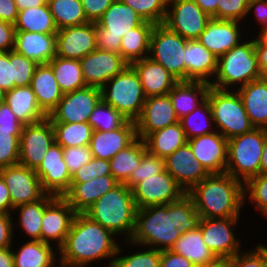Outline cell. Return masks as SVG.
Segmentation results:
<instances>
[{
	"label": "cell",
	"instance_id": "9",
	"mask_svg": "<svg viewBox=\"0 0 267 267\" xmlns=\"http://www.w3.org/2000/svg\"><path fill=\"white\" fill-rule=\"evenodd\" d=\"M143 22L129 5L115 0L96 22L97 49L120 54L121 38Z\"/></svg>",
	"mask_w": 267,
	"mask_h": 267
},
{
	"label": "cell",
	"instance_id": "56",
	"mask_svg": "<svg viewBox=\"0 0 267 267\" xmlns=\"http://www.w3.org/2000/svg\"><path fill=\"white\" fill-rule=\"evenodd\" d=\"M0 87L6 92L14 88L12 51L0 52Z\"/></svg>",
	"mask_w": 267,
	"mask_h": 267
},
{
	"label": "cell",
	"instance_id": "12",
	"mask_svg": "<svg viewBox=\"0 0 267 267\" xmlns=\"http://www.w3.org/2000/svg\"><path fill=\"white\" fill-rule=\"evenodd\" d=\"M76 215L74 209L63 196L45 194V210L41 225V241L59 249L70 232Z\"/></svg>",
	"mask_w": 267,
	"mask_h": 267
},
{
	"label": "cell",
	"instance_id": "62",
	"mask_svg": "<svg viewBox=\"0 0 267 267\" xmlns=\"http://www.w3.org/2000/svg\"><path fill=\"white\" fill-rule=\"evenodd\" d=\"M18 13L14 0H0V20L14 25Z\"/></svg>",
	"mask_w": 267,
	"mask_h": 267
},
{
	"label": "cell",
	"instance_id": "45",
	"mask_svg": "<svg viewBox=\"0 0 267 267\" xmlns=\"http://www.w3.org/2000/svg\"><path fill=\"white\" fill-rule=\"evenodd\" d=\"M179 122L187 140L216 131L211 107L207 99L190 114L180 118Z\"/></svg>",
	"mask_w": 267,
	"mask_h": 267
},
{
	"label": "cell",
	"instance_id": "44",
	"mask_svg": "<svg viewBox=\"0 0 267 267\" xmlns=\"http://www.w3.org/2000/svg\"><path fill=\"white\" fill-rule=\"evenodd\" d=\"M47 4L58 30L89 22L81 0H51Z\"/></svg>",
	"mask_w": 267,
	"mask_h": 267
},
{
	"label": "cell",
	"instance_id": "20",
	"mask_svg": "<svg viewBox=\"0 0 267 267\" xmlns=\"http://www.w3.org/2000/svg\"><path fill=\"white\" fill-rule=\"evenodd\" d=\"M87 86L102 88L129 64L119 53L95 49L79 60Z\"/></svg>",
	"mask_w": 267,
	"mask_h": 267
},
{
	"label": "cell",
	"instance_id": "52",
	"mask_svg": "<svg viewBox=\"0 0 267 267\" xmlns=\"http://www.w3.org/2000/svg\"><path fill=\"white\" fill-rule=\"evenodd\" d=\"M231 267H266V245L263 242L238 252L230 258Z\"/></svg>",
	"mask_w": 267,
	"mask_h": 267
},
{
	"label": "cell",
	"instance_id": "46",
	"mask_svg": "<svg viewBox=\"0 0 267 267\" xmlns=\"http://www.w3.org/2000/svg\"><path fill=\"white\" fill-rule=\"evenodd\" d=\"M128 119L102 99L95 106L88 123L93 131H112L120 128Z\"/></svg>",
	"mask_w": 267,
	"mask_h": 267
},
{
	"label": "cell",
	"instance_id": "24",
	"mask_svg": "<svg viewBox=\"0 0 267 267\" xmlns=\"http://www.w3.org/2000/svg\"><path fill=\"white\" fill-rule=\"evenodd\" d=\"M137 137L145 139L150 133L179 122L169 95L146 98L141 116L135 121Z\"/></svg>",
	"mask_w": 267,
	"mask_h": 267
},
{
	"label": "cell",
	"instance_id": "57",
	"mask_svg": "<svg viewBox=\"0 0 267 267\" xmlns=\"http://www.w3.org/2000/svg\"><path fill=\"white\" fill-rule=\"evenodd\" d=\"M115 0H81L89 22H97Z\"/></svg>",
	"mask_w": 267,
	"mask_h": 267
},
{
	"label": "cell",
	"instance_id": "40",
	"mask_svg": "<svg viewBox=\"0 0 267 267\" xmlns=\"http://www.w3.org/2000/svg\"><path fill=\"white\" fill-rule=\"evenodd\" d=\"M14 27L15 31L42 34H56L58 31L47 3L19 11Z\"/></svg>",
	"mask_w": 267,
	"mask_h": 267
},
{
	"label": "cell",
	"instance_id": "71",
	"mask_svg": "<svg viewBox=\"0 0 267 267\" xmlns=\"http://www.w3.org/2000/svg\"><path fill=\"white\" fill-rule=\"evenodd\" d=\"M260 173L267 174V136L263 145L261 160H260Z\"/></svg>",
	"mask_w": 267,
	"mask_h": 267
},
{
	"label": "cell",
	"instance_id": "25",
	"mask_svg": "<svg viewBox=\"0 0 267 267\" xmlns=\"http://www.w3.org/2000/svg\"><path fill=\"white\" fill-rule=\"evenodd\" d=\"M137 138L136 122L127 120L112 131H93L89 147L93 157L109 161Z\"/></svg>",
	"mask_w": 267,
	"mask_h": 267
},
{
	"label": "cell",
	"instance_id": "70",
	"mask_svg": "<svg viewBox=\"0 0 267 267\" xmlns=\"http://www.w3.org/2000/svg\"><path fill=\"white\" fill-rule=\"evenodd\" d=\"M258 29V33L255 31V29L253 30L255 33L252 36L262 47H267V26H263Z\"/></svg>",
	"mask_w": 267,
	"mask_h": 267
},
{
	"label": "cell",
	"instance_id": "35",
	"mask_svg": "<svg viewBox=\"0 0 267 267\" xmlns=\"http://www.w3.org/2000/svg\"><path fill=\"white\" fill-rule=\"evenodd\" d=\"M144 141L149 153L163 159L187 143L180 122L150 133Z\"/></svg>",
	"mask_w": 267,
	"mask_h": 267
},
{
	"label": "cell",
	"instance_id": "41",
	"mask_svg": "<svg viewBox=\"0 0 267 267\" xmlns=\"http://www.w3.org/2000/svg\"><path fill=\"white\" fill-rule=\"evenodd\" d=\"M54 72L55 79L63 94L86 87L81 63L77 59H64L55 56L48 63Z\"/></svg>",
	"mask_w": 267,
	"mask_h": 267
},
{
	"label": "cell",
	"instance_id": "51",
	"mask_svg": "<svg viewBox=\"0 0 267 267\" xmlns=\"http://www.w3.org/2000/svg\"><path fill=\"white\" fill-rule=\"evenodd\" d=\"M39 64L12 50V72L14 87L30 86L33 74Z\"/></svg>",
	"mask_w": 267,
	"mask_h": 267
},
{
	"label": "cell",
	"instance_id": "53",
	"mask_svg": "<svg viewBox=\"0 0 267 267\" xmlns=\"http://www.w3.org/2000/svg\"><path fill=\"white\" fill-rule=\"evenodd\" d=\"M249 0H218L217 19L245 24Z\"/></svg>",
	"mask_w": 267,
	"mask_h": 267
},
{
	"label": "cell",
	"instance_id": "32",
	"mask_svg": "<svg viewBox=\"0 0 267 267\" xmlns=\"http://www.w3.org/2000/svg\"><path fill=\"white\" fill-rule=\"evenodd\" d=\"M210 83L204 81H178L168 93L177 117L190 114L207 98Z\"/></svg>",
	"mask_w": 267,
	"mask_h": 267
},
{
	"label": "cell",
	"instance_id": "28",
	"mask_svg": "<svg viewBox=\"0 0 267 267\" xmlns=\"http://www.w3.org/2000/svg\"><path fill=\"white\" fill-rule=\"evenodd\" d=\"M20 246L12 245L14 267H60L59 252L53 245L39 240L21 241ZM24 243V244H22ZM18 246V249L17 247Z\"/></svg>",
	"mask_w": 267,
	"mask_h": 267
},
{
	"label": "cell",
	"instance_id": "30",
	"mask_svg": "<svg viewBox=\"0 0 267 267\" xmlns=\"http://www.w3.org/2000/svg\"><path fill=\"white\" fill-rule=\"evenodd\" d=\"M13 50L38 64H47L56 56V34L16 31Z\"/></svg>",
	"mask_w": 267,
	"mask_h": 267
},
{
	"label": "cell",
	"instance_id": "14",
	"mask_svg": "<svg viewBox=\"0 0 267 267\" xmlns=\"http://www.w3.org/2000/svg\"><path fill=\"white\" fill-rule=\"evenodd\" d=\"M53 143L55 133L48 117L23 125L19 143V164L36 170Z\"/></svg>",
	"mask_w": 267,
	"mask_h": 267
},
{
	"label": "cell",
	"instance_id": "73",
	"mask_svg": "<svg viewBox=\"0 0 267 267\" xmlns=\"http://www.w3.org/2000/svg\"><path fill=\"white\" fill-rule=\"evenodd\" d=\"M6 91L0 87V104L5 102Z\"/></svg>",
	"mask_w": 267,
	"mask_h": 267
},
{
	"label": "cell",
	"instance_id": "67",
	"mask_svg": "<svg viewBox=\"0 0 267 267\" xmlns=\"http://www.w3.org/2000/svg\"><path fill=\"white\" fill-rule=\"evenodd\" d=\"M194 1L211 18L217 19L218 0H194Z\"/></svg>",
	"mask_w": 267,
	"mask_h": 267
},
{
	"label": "cell",
	"instance_id": "55",
	"mask_svg": "<svg viewBox=\"0 0 267 267\" xmlns=\"http://www.w3.org/2000/svg\"><path fill=\"white\" fill-rule=\"evenodd\" d=\"M14 219L12 214L0 213V249L12 247L15 243L13 239L15 238Z\"/></svg>",
	"mask_w": 267,
	"mask_h": 267
},
{
	"label": "cell",
	"instance_id": "34",
	"mask_svg": "<svg viewBox=\"0 0 267 267\" xmlns=\"http://www.w3.org/2000/svg\"><path fill=\"white\" fill-rule=\"evenodd\" d=\"M5 102L23 125L36 123L48 117L40 109L30 86L14 87L7 91Z\"/></svg>",
	"mask_w": 267,
	"mask_h": 267
},
{
	"label": "cell",
	"instance_id": "29",
	"mask_svg": "<svg viewBox=\"0 0 267 267\" xmlns=\"http://www.w3.org/2000/svg\"><path fill=\"white\" fill-rule=\"evenodd\" d=\"M119 182L112 176H100L84 183H71L63 195L76 213H84L102 195L116 187Z\"/></svg>",
	"mask_w": 267,
	"mask_h": 267
},
{
	"label": "cell",
	"instance_id": "33",
	"mask_svg": "<svg viewBox=\"0 0 267 267\" xmlns=\"http://www.w3.org/2000/svg\"><path fill=\"white\" fill-rule=\"evenodd\" d=\"M244 109L255 128L267 129V83L264 79L253 80L236 90Z\"/></svg>",
	"mask_w": 267,
	"mask_h": 267
},
{
	"label": "cell",
	"instance_id": "42",
	"mask_svg": "<svg viewBox=\"0 0 267 267\" xmlns=\"http://www.w3.org/2000/svg\"><path fill=\"white\" fill-rule=\"evenodd\" d=\"M124 243L127 244V247H133L131 248L132 254L128 253L123 255L124 250H126V246L122 247ZM122 244H119L112 267H160L161 250L141 246L131 241H124ZM123 248L125 249L123 250ZM134 248L138 250L135 249L134 252Z\"/></svg>",
	"mask_w": 267,
	"mask_h": 267
},
{
	"label": "cell",
	"instance_id": "39",
	"mask_svg": "<svg viewBox=\"0 0 267 267\" xmlns=\"http://www.w3.org/2000/svg\"><path fill=\"white\" fill-rule=\"evenodd\" d=\"M45 210V195L32 203L23 204L14 208L12 215L15 219L14 228H20L22 234H26L27 240L41 241V225ZM15 212L17 214H15ZM19 213V214H18ZM17 215V217H16ZM17 218V219H16ZM18 221V222H17Z\"/></svg>",
	"mask_w": 267,
	"mask_h": 267
},
{
	"label": "cell",
	"instance_id": "49",
	"mask_svg": "<svg viewBox=\"0 0 267 267\" xmlns=\"http://www.w3.org/2000/svg\"><path fill=\"white\" fill-rule=\"evenodd\" d=\"M137 12L144 21L154 24L164 22L168 0H120Z\"/></svg>",
	"mask_w": 267,
	"mask_h": 267
},
{
	"label": "cell",
	"instance_id": "64",
	"mask_svg": "<svg viewBox=\"0 0 267 267\" xmlns=\"http://www.w3.org/2000/svg\"><path fill=\"white\" fill-rule=\"evenodd\" d=\"M91 179H93L92 159L72 175L71 183H84Z\"/></svg>",
	"mask_w": 267,
	"mask_h": 267
},
{
	"label": "cell",
	"instance_id": "50",
	"mask_svg": "<svg viewBox=\"0 0 267 267\" xmlns=\"http://www.w3.org/2000/svg\"><path fill=\"white\" fill-rule=\"evenodd\" d=\"M165 170L164 159L152 155L148 151L143 155L142 160L130 175V178L124 183L132 189L137 183L144 181L145 178L159 174Z\"/></svg>",
	"mask_w": 267,
	"mask_h": 267
},
{
	"label": "cell",
	"instance_id": "58",
	"mask_svg": "<svg viewBox=\"0 0 267 267\" xmlns=\"http://www.w3.org/2000/svg\"><path fill=\"white\" fill-rule=\"evenodd\" d=\"M251 13V14H250ZM249 16V17H248ZM250 16H254V18H250ZM251 19V21H250ZM252 19H255L257 21L255 24L256 28H260L263 26H267V1L266 0H249V5H248V12H247V17L245 19V22L252 23ZM249 20V21H248Z\"/></svg>",
	"mask_w": 267,
	"mask_h": 267
},
{
	"label": "cell",
	"instance_id": "4",
	"mask_svg": "<svg viewBox=\"0 0 267 267\" xmlns=\"http://www.w3.org/2000/svg\"><path fill=\"white\" fill-rule=\"evenodd\" d=\"M136 211L132 189L119 183L102 195L84 214L115 236L123 237L122 241H129L135 228Z\"/></svg>",
	"mask_w": 267,
	"mask_h": 267
},
{
	"label": "cell",
	"instance_id": "1",
	"mask_svg": "<svg viewBox=\"0 0 267 267\" xmlns=\"http://www.w3.org/2000/svg\"><path fill=\"white\" fill-rule=\"evenodd\" d=\"M200 219L192 198L186 193L168 204L137 209L129 241L161 251L171 250L181 234L199 227Z\"/></svg>",
	"mask_w": 267,
	"mask_h": 267
},
{
	"label": "cell",
	"instance_id": "65",
	"mask_svg": "<svg viewBox=\"0 0 267 267\" xmlns=\"http://www.w3.org/2000/svg\"><path fill=\"white\" fill-rule=\"evenodd\" d=\"M254 51L256 54L258 67L260 69L261 76H267V47H262L254 39Z\"/></svg>",
	"mask_w": 267,
	"mask_h": 267
},
{
	"label": "cell",
	"instance_id": "63",
	"mask_svg": "<svg viewBox=\"0 0 267 267\" xmlns=\"http://www.w3.org/2000/svg\"><path fill=\"white\" fill-rule=\"evenodd\" d=\"M13 205L11 202L10 194L8 187L5 184V181L0 176V213H13Z\"/></svg>",
	"mask_w": 267,
	"mask_h": 267
},
{
	"label": "cell",
	"instance_id": "38",
	"mask_svg": "<svg viewBox=\"0 0 267 267\" xmlns=\"http://www.w3.org/2000/svg\"><path fill=\"white\" fill-rule=\"evenodd\" d=\"M146 152L145 141L137 138L131 145L119 151L109 160L112 176L119 183H125L133 171L137 169Z\"/></svg>",
	"mask_w": 267,
	"mask_h": 267
},
{
	"label": "cell",
	"instance_id": "21",
	"mask_svg": "<svg viewBox=\"0 0 267 267\" xmlns=\"http://www.w3.org/2000/svg\"><path fill=\"white\" fill-rule=\"evenodd\" d=\"M35 172L46 193L63 196L70 189L72 176L63 159V148L56 142L50 146Z\"/></svg>",
	"mask_w": 267,
	"mask_h": 267
},
{
	"label": "cell",
	"instance_id": "11",
	"mask_svg": "<svg viewBox=\"0 0 267 267\" xmlns=\"http://www.w3.org/2000/svg\"><path fill=\"white\" fill-rule=\"evenodd\" d=\"M241 217L201 218L199 229L203 241L217 258H232L243 249V242L237 237V228Z\"/></svg>",
	"mask_w": 267,
	"mask_h": 267
},
{
	"label": "cell",
	"instance_id": "31",
	"mask_svg": "<svg viewBox=\"0 0 267 267\" xmlns=\"http://www.w3.org/2000/svg\"><path fill=\"white\" fill-rule=\"evenodd\" d=\"M30 87L35 93L40 109L49 116L58 105L63 93L55 79L52 67L48 63L39 64L36 67Z\"/></svg>",
	"mask_w": 267,
	"mask_h": 267
},
{
	"label": "cell",
	"instance_id": "5",
	"mask_svg": "<svg viewBox=\"0 0 267 267\" xmlns=\"http://www.w3.org/2000/svg\"><path fill=\"white\" fill-rule=\"evenodd\" d=\"M259 78L261 72L254 51V37L249 33L248 38L218 57L217 71L210 86L237 90Z\"/></svg>",
	"mask_w": 267,
	"mask_h": 267
},
{
	"label": "cell",
	"instance_id": "37",
	"mask_svg": "<svg viewBox=\"0 0 267 267\" xmlns=\"http://www.w3.org/2000/svg\"><path fill=\"white\" fill-rule=\"evenodd\" d=\"M154 26V23L144 21L121 38L120 55L128 64L149 57L150 37Z\"/></svg>",
	"mask_w": 267,
	"mask_h": 267
},
{
	"label": "cell",
	"instance_id": "6",
	"mask_svg": "<svg viewBox=\"0 0 267 267\" xmlns=\"http://www.w3.org/2000/svg\"><path fill=\"white\" fill-rule=\"evenodd\" d=\"M267 129L251 131L228 139V161L225 173L244 184L260 173V160Z\"/></svg>",
	"mask_w": 267,
	"mask_h": 267
},
{
	"label": "cell",
	"instance_id": "16",
	"mask_svg": "<svg viewBox=\"0 0 267 267\" xmlns=\"http://www.w3.org/2000/svg\"><path fill=\"white\" fill-rule=\"evenodd\" d=\"M101 100V89L86 86L63 94L55 109L49 114L51 122H88L95 106Z\"/></svg>",
	"mask_w": 267,
	"mask_h": 267
},
{
	"label": "cell",
	"instance_id": "7",
	"mask_svg": "<svg viewBox=\"0 0 267 267\" xmlns=\"http://www.w3.org/2000/svg\"><path fill=\"white\" fill-rule=\"evenodd\" d=\"M206 99L211 107L216 131L227 140L255 128L236 90H223L210 86Z\"/></svg>",
	"mask_w": 267,
	"mask_h": 267
},
{
	"label": "cell",
	"instance_id": "68",
	"mask_svg": "<svg viewBox=\"0 0 267 267\" xmlns=\"http://www.w3.org/2000/svg\"><path fill=\"white\" fill-rule=\"evenodd\" d=\"M0 267H14L12 248L0 249Z\"/></svg>",
	"mask_w": 267,
	"mask_h": 267
},
{
	"label": "cell",
	"instance_id": "17",
	"mask_svg": "<svg viewBox=\"0 0 267 267\" xmlns=\"http://www.w3.org/2000/svg\"><path fill=\"white\" fill-rule=\"evenodd\" d=\"M0 176L8 187L13 208L35 202L46 194L35 170L19 163L0 169Z\"/></svg>",
	"mask_w": 267,
	"mask_h": 267
},
{
	"label": "cell",
	"instance_id": "19",
	"mask_svg": "<svg viewBox=\"0 0 267 267\" xmlns=\"http://www.w3.org/2000/svg\"><path fill=\"white\" fill-rule=\"evenodd\" d=\"M97 49L96 23L66 27L56 33V56L80 60Z\"/></svg>",
	"mask_w": 267,
	"mask_h": 267
},
{
	"label": "cell",
	"instance_id": "66",
	"mask_svg": "<svg viewBox=\"0 0 267 267\" xmlns=\"http://www.w3.org/2000/svg\"><path fill=\"white\" fill-rule=\"evenodd\" d=\"M93 178L100 176L112 175L110 171V163L107 160L92 158Z\"/></svg>",
	"mask_w": 267,
	"mask_h": 267
},
{
	"label": "cell",
	"instance_id": "43",
	"mask_svg": "<svg viewBox=\"0 0 267 267\" xmlns=\"http://www.w3.org/2000/svg\"><path fill=\"white\" fill-rule=\"evenodd\" d=\"M51 124L55 133V142L62 148L82 147L90 144L93 129L88 122H51Z\"/></svg>",
	"mask_w": 267,
	"mask_h": 267
},
{
	"label": "cell",
	"instance_id": "75",
	"mask_svg": "<svg viewBox=\"0 0 267 267\" xmlns=\"http://www.w3.org/2000/svg\"><path fill=\"white\" fill-rule=\"evenodd\" d=\"M266 267H267V244H266Z\"/></svg>",
	"mask_w": 267,
	"mask_h": 267
},
{
	"label": "cell",
	"instance_id": "54",
	"mask_svg": "<svg viewBox=\"0 0 267 267\" xmlns=\"http://www.w3.org/2000/svg\"><path fill=\"white\" fill-rule=\"evenodd\" d=\"M93 158L92 152L88 146H72L63 148V159L67 165L68 171L72 176L80 167L87 164Z\"/></svg>",
	"mask_w": 267,
	"mask_h": 267
},
{
	"label": "cell",
	"instance_id": "10",
	"mask_svg": "<svg viewBox=\"0 0 267 267\" xmlns=\"http://www.w3.org/2000/svg\"><path fill=\"white\" fill-rule=\"evenodd\" d=\"M186 43L187 39L165 24H155L150 37L149 57L163 65L178 81H185Z\"/></svg>",
	"mask_w": 267,
	"mask_h": 267
},
{
	"label": "cell",
	"instance_id": "60",
	"mask_svg": "<svg viewBox=\"0 0 267 267\" xmlns=\"http://www.w3.org/2000/svg\"><path fill=\"white\" fill-rule=\"evenodd\" d=\"M160 267H196L184 256L174 253L172 250H162Z\"/></svg>",
	"mask_w": 267,
	"mask_h": 267
},
{
	"label": "cell",
	"instance_id": "61",
	"mask_svg": "<svg viewBox=\"0 0 267 267\" xmlns=\"http://www.w3.org/2000/svg\"><path fill=\"white\" fill-rule=\"evenodd\" d=\"M0 128L22 129L23 124L17 119L6 102L0 104Z\"/></svg>",
	"mask_w": 267,
	"mask_h": 267
},
{
	"label": "cell",
	"instance_id": "69",
	"mask_svg": "<svg viewBox=\"0 0 267 267\" xmlns=\"http://www.w3.org/2000/svg\"><path fill=\"white\" fill-rule=\"evenodd\" d=\"M19 11L28 9L30 7H38L45 5V0H14Z\"/></svg>",
	"mask_w": 267,
	"mask_h": 267
},
{
	"label": "cell",
	"instance_id": "72",
	"mask_svg": "<svg viewBox=\"0 0 267 267\" xmlns=\"http://www.w3.org/2000/svg\"><path fill=\"white\" fill-rule=\"evenodd\" d=\"M203 267H231L230 266V258H217L215 261L210 263L209 265Z\"/></svg>",
	"mask_w": 267,
	"mask_h": 267
},
{
	"label": "cell",
	"instance_id": "74",
	"mask_svg": "<svg viewBox=\"0 0 267 267\" xmlns=\"http://www.w3.org/2000/svg\"><path fill=\"white\" fill-rule=\"evenodd\" d=\"M261 78L267 83V76H261Z\"/></svg>",
	"mask_w": 267,
	"mask_h": 267
},
{
	"label": "cell",
	"instance_id": "47",
	"mask_svg": "<svg viewBox=\"0 0 267 267\" xmlns=\"http://www.w3.org/2000/svg\"><path fill=\"white\" fill-rule=\"evenodd\" d=\"M245 204L247 201L267 219V174L259 173L244 184ZM247 200V201H246Z\"/></svg>",
	"mask_w": 267,
	"mask_h": 267
},
{
	"label": "cell",
	"instance_id": "23",
	"mask_svg": "<svg viewBox=\"0 0 267 267\" xmlns=\"http://www.w3.org/2000/svg\"><path fill=\"white\" fill-rule=\"evenodd\" d=\"M164 163L165 170L174 177L186 193L210 175L200 161L195 159L187 143L168 155Z\"/></svg>",
	"mask_w": 267,
	"mask_h": 267
},
{
	"label": "cell",
	"instance_id": "13",
	"mask_svg": "<svg viewBox=\"0 0 267 267\" xmlns=\"http://www.w3.org/2000/svg\"><path fill=\"white\" fill-rule=\"evenodd\" d=\"M211 17L194 0H168L165 24L187 40H197Z\"/></svg>",
	"mask_w": 267,
	"mask_h": 267
},
{
	"label": "cell",
	"instance_id": "18",
	"mask_svg": "<svg viewBox=\"0 0 267 267\" xmlns=\"http://www.w3.org/2000/svg\"><path fill=\"white\" fill-rule=\"evenodd\" d=\"M242 25L247 28L249 24L211 18L197 40L214 55L220 57L248 37L249 28L246 29Z\"/></svg>",
	"mask_w": 267,
	"mask_h": 267
},
{
	"label": "cell",
	"instance_id": "8",
	"mask_svg": "<svg viewBox=\"0 0 267 267\" xmlns=\"http://www.w3.org/2000/svg\"><path fill=\"white\" fill-rule=\"evenodd\" d=\"M101 99L128 120L136 121L141 116L146 97L130 64L101 88Z\"/></svg>",
	"mask_w": 267,
	"mask_h": 267
},
{
	"label": "cell",
	"instance_id": "36",
	"mask_svg": "<svg viewBox=\"0 0 267 267\" xmlns=\"http://www.w3.org/2000/svg\"><path fill=\"white\" fill-rule=\"evenodd\" d=\"M171 250L176 254L184 256L196 267L209 265L217 259L203 241L199 228L181 234Z\"/></svg>",
	"mask_w": 267,
	"mask_h": 267
},
{
	"label": "cell",
	"instance_id": "59",
	"mask_svg": "<svg viewBox=\"0 0 267 267\" xmlns=\"http://www.w3.org/2000/svg\"><path fill=\"white\" fill-rule=\"evenodd\" d=\"M15 33L14 25L0 20V52L14 49Z\"/></svg>",
	"mask_w": 267,
	"mask_h": 267
},
{
	"label": "cell",
	"instance_id": "2",
	"mask_svg": "<svg viewBox=\"0 0 267 267\" xmlns=\"http://www.w3.org/2000/svg\"><path fill=\"white\" fill-rule=\"evenodd\" d=\"M116 238V239H115ZM119 239V240H118ZM120 241L110 230L76 213L64 244L58 249L60 267H87L91 263L107 261L112 267ZM103 260V261H102Z\"/></svg>",
	"mask_w": 267,
	"mask_h": 267
},
{
	"label": "cell",
	"instance_id": "27",
	"mask_svg": "<svg viewBox=\"0 0 267 267\" xmlns=\"http://www.w3.org/2000/svg\"><path fill=\"white\" fill-rule=\"evenodd\" d=\"M184 55L185 81L211 83L217 71L218 57L198 40H187Z\"/></svg>",
	"mask_w": 267,
	"mask_h": 267
},
{
	"label": "cell",
	"instance_id": "15",
	"mask_svg": "<svg viewBox=\"0 0 267 267\" xmlns=\"http://www.w3.org/2000/svg\"><path fill=\"white\" fill-rule=\"evenodd\" d=\"M186 192L166 170L145 178L132 188L137 209L179 200Z\"/></svg>",
	"mask_w": 267,
	"mask_h": 267
},
{
	"label": "cell",
	"instance_id": "48",
	"mask_svg": "<svg viewBox=\"0 0 267 267\" xmlns=\"http://www.w3.org/2000/svg\"><path fill=\"white\" fill-rule=\"evenodd\" d=\"M21 131L0 128V169L19 163Z\"/></svg>",
	"mask_w": 267,
	"mask_h": 267
},
{
	"label": "cell",
	"instance_id": "3",
	"mask_svg": "<svg viewBox=\"0 0 267 267\" xmlns=\"http://www.w3.org/2000/svg\"><path fill=\"white\" fill-rule=\"evenodd\" d=\"M187 194L201 218L240 217L245 210L244 183L227 173L210 174Z\"/></svg>",
	"mask_w": 267,
	"mask_h": 267
},
{
	"label": "cell",
	"instance_id": "22",
	"mask_svg": "<svg viewBox=\"0 0 267 267\" xmlns=\"http://www.w3.org/2000/svg\"><path fill=\"white\" fill-rule=\"evenodd\" d=\"M195 159L210 174H222L228 161V140L218 131L187 140Z\"/></svg>",
	"mask_w": 267,
	"mask_h": 267
},
{
	"label": "cell",
	"instance_id": "26",
	"mask_svg": "<svg viewBox=\"0 0 267 267\" xmlns=\"http://www.w3.org/2000/svg\"><path fill=\"white\" fill-rule=\"evenodd\" d=\"M137 72L146 98L168 95L178 80L161 64L150 57L130 64Z\"/></svg>",
	"mask_w": 267,
	"mask_h": 267
}]
</instances>
